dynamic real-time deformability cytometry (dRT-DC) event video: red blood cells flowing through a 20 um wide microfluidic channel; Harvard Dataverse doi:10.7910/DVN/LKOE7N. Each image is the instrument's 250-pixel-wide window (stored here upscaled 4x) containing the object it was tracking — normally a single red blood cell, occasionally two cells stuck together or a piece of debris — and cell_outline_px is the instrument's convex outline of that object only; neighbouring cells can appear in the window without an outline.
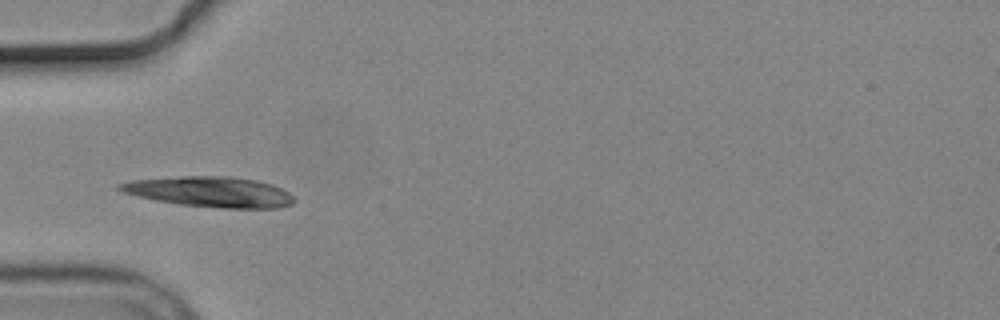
{"species": "common noctule bat (a hibernating species)", "species_latin": "Nyctalus noctula", "temperature_condition": "cold", "stored_images_in_passage": 7, "camera_frame_rate_fps": 3000, "um_per_image_px": 0.085, "animal": {"sex": "male", "body_mass_g": 19.2, "forearm_length_mm": 51.8}, "frame": {"image": 1, "passage_image": 4, "time_ms": 3.667, "image_size_px": [1000, 320], "cell_outline_px": [[296, 200], [292, 204], [280, 208], [224, 208], [180, 204], [156, 200], [124, 192], [116, 188], [116, 184], [132, 180], [184, 176], [232, 176], [256, 180], [272, 184], [288, 192]], "centroid_in_image_um": [17.89, 16.3], "position_along_channel_um": 67.1, "area_um2": 30.75}}
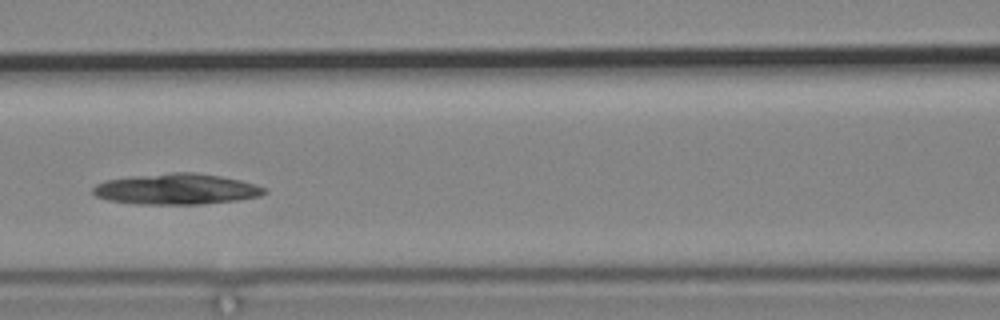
{"frame": {"image": 2, "passage_image": 6, "time_ms": 6.0, "image_size_px": [1000, 320], "cell_outline_px": [[268, 192], [260, 196], [236, 200], [200, 204], [140, 204], [108, 200], [96, 196], [92, 192], [92, 188], [96, 184], [104, 180], [132, 176], [172, 172], [192, 172], [220, 176], [240, 180], [256, 184], [264, 188]], "centroid_in_image_um": [14.98, 16.06], "position_along_channel_um": 151.6, "area_um2": 30.75}}
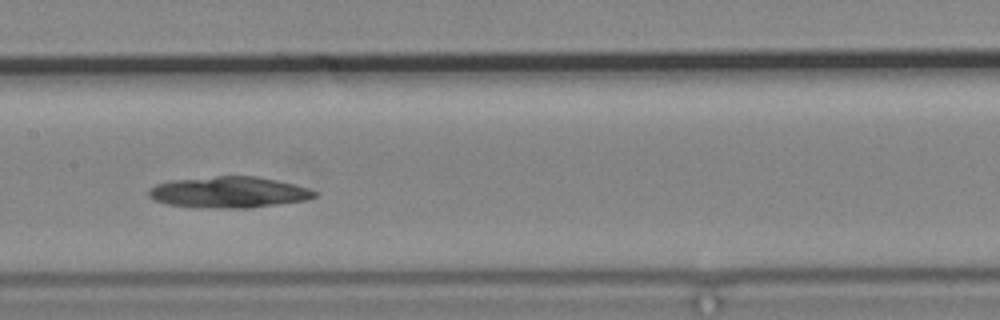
{"frame": {"image": 3, "passage_image": 7, "time_ms": 7.0, "image_size_px": [1000, 320], "cell_outline_px": [[316, 196], [308, 200], [248, 208], [200, 208], [168, 204], [152, 200], [148, 196], [148, 188], [156, 184], [168, 180], [216, 176], [256, 176], [276, 180], [308, 188], [316, 192]], "centroid_in_image_um": [19.38, 16.34], "position_along_channel_um": 188.0, "area_um2": 30.35}}